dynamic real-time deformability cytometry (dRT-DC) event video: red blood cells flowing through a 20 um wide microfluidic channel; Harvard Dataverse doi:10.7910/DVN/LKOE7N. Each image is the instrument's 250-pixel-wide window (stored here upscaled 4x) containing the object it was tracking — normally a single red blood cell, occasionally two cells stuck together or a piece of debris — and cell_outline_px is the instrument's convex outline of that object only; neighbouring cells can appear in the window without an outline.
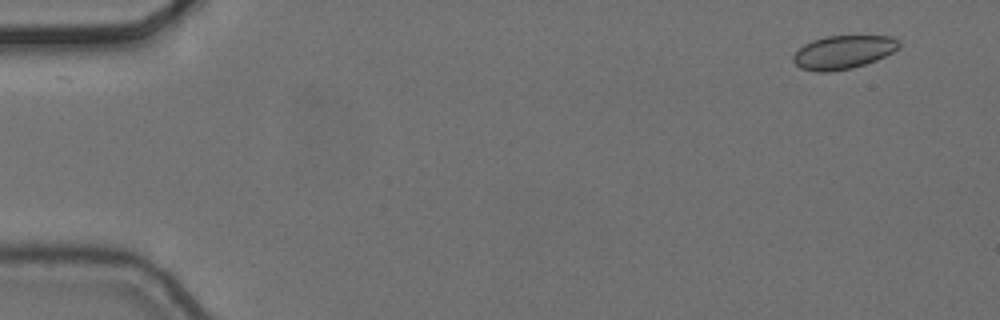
{"species": "common noctule bat (a hibernating species)", "species_latin": "Nyctalus noctula", "temperature_condition": "cold", "stored_images_in_passage": 6, "camera_frame_rate_fps": 3000, "um_per_image_px": 0.085, "animal": {"sex": "female", "body_mass_g": 24.6, "forearm_length_mm": 56.2}, "frame": {"image": 1, "passage_image": 1, "time_ms": 0.0, "image_size_px": [1000, 320], "cell_outline_px": [[900, 44], [892, 52], [876, 60], [852, 68], [828, 72], [816, 72], [800, 68], [792, 60], [792, 56], [804, 44], [812, 40], [824, 36], [892, 36], [900, 40]], "centroid_in_image_um": [71.65, 4.43], "position_along_channel_um": 13.4, "area_um2": 20.58}}
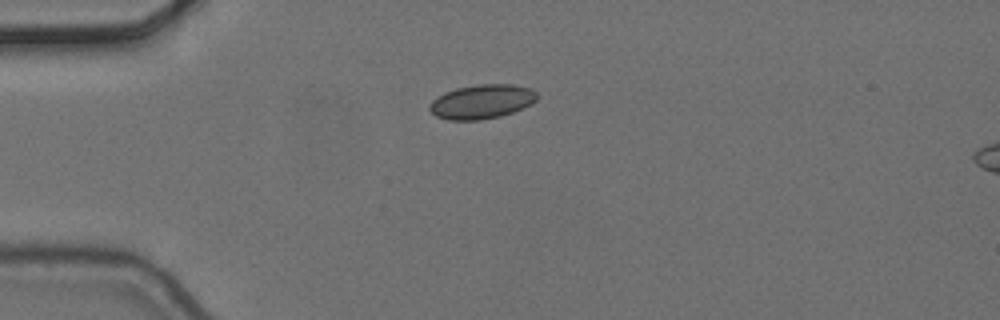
{"frame": {"image": 2, "passage_image": 4, "time_ms": 1.0, "image_size_px": [1000, 320], "cell_outline_px": [[540, 96], [532, 104], [512, 112], [500, 116], [480, 120], [448, 120], [436, 116], [428, 108], [428, 104], [432, 100], [444, 92], [456, 88], [476, 84], [512, 84], [532, 88]], "centroid_in_image_um": [40.96, 8.63], "position_along_channel_um": 44.0, "area_um2": 21.68}}
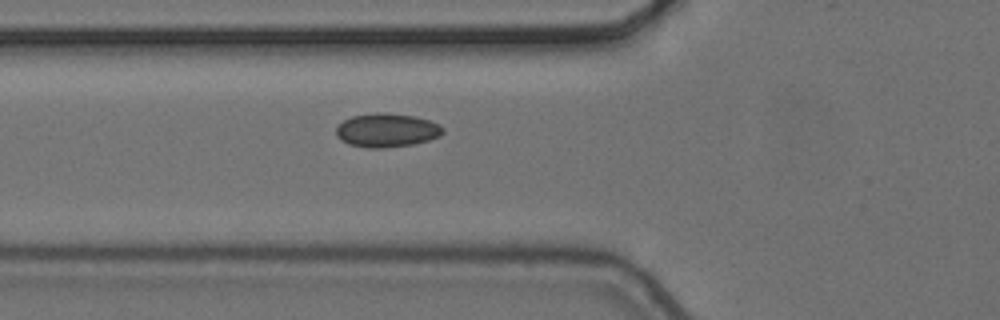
{"frame": {"image": 3, "passage_image": 6, "time_ms": 1.667, "image_size_px": [1000, 320], "cell_outline_px": [[444, 132], [440, 136], [428, 140], [412, 144], [384, 148], [364, 148], [348, 144], [340, 140], [336, 136], [336, 128], [344, 120], [352, 116], [376, 112], [388, 112], [416, 116], [440, 124], [444, 128]], "centroid_in_image_um": [32.87, 11.07], "position_along_channel_um": 92.9, "area_um2": 21.27}}